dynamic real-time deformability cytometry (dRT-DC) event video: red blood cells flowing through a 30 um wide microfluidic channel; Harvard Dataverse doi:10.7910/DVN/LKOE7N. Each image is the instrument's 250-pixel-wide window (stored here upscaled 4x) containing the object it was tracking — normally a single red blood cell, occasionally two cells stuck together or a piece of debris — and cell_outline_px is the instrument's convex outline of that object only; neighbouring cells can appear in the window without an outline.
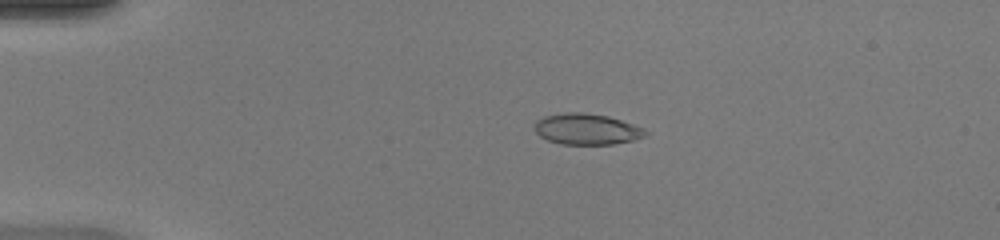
{"species": "common noctule bat (a hibernating species)", "species_latin": "Nyctalus noctula", "temperature_condition": "warm", "stored_images_in_passage": 50, "camera_frame_rate_fps": 3000, "um_per_image_px": 0.085, "animal": {"sex": "female", "body_mass_g": 20.0, "forearm_length_mm": 54.0}, "frame": {"image": 1, "passage_image": 12, "time_ms": 3.667, "image_size_px": [1000, 240], "cell_outline_px": [[648, 136], [632, 140], [612, 144], [560, 144], [548, 140], [540, 136], [536, 132], [536, 120], [544, 116], [564, 112], [584, 112], [608, 116], [644, 128], [648, 132]], "centroid_in_image_um": [49.88, 10.97], "position_along_channel_um": 35.1, "area_um2": 20.0}}
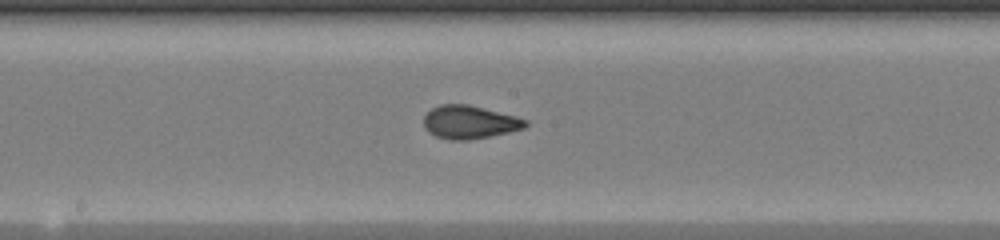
{"frame": {"image": 2, "passage_image": 28, "time_ms": 9.0, "image_size_px": [1000, 240], "cell_outline_px": [[528, 124], [524, 128], [508, 132], [468, 140], [448, 140], [436, 136], [428, 132], [424, 128], [424, 116], [432, 108], [440, 104], [468, 104], [516, 116], [528, 120]], "centroid_in_image_um": [39.89, 10.38], "position_along_channel_um": 208.3, "area_um2": 19.65}}
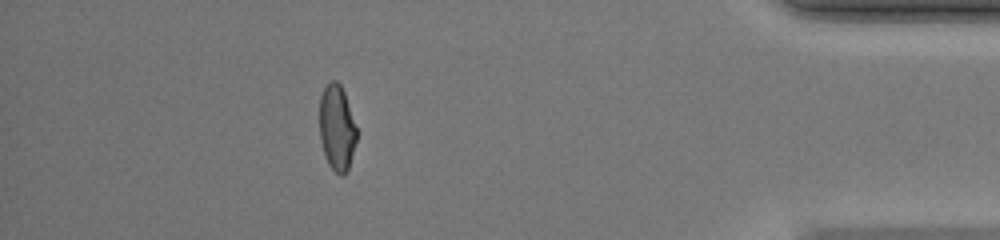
{"frame": {"image": 3, "passage_image": 45, "time_ms": 14.667, "image_size_px": [1000, 240], "cell_outline_px": [[356, 140], [348, 172], [344, 176], [340, 176], [328, 164], [324, 156], [320, 140], [320, 96], [324, 88], [332, 80], [336, 80], [340, 84], [344, 92], [356, 128]], "centroid_in_image_um": [28.62, 10.91], "position_along_channel_um": 406.6, "area_um2": 18.5}}